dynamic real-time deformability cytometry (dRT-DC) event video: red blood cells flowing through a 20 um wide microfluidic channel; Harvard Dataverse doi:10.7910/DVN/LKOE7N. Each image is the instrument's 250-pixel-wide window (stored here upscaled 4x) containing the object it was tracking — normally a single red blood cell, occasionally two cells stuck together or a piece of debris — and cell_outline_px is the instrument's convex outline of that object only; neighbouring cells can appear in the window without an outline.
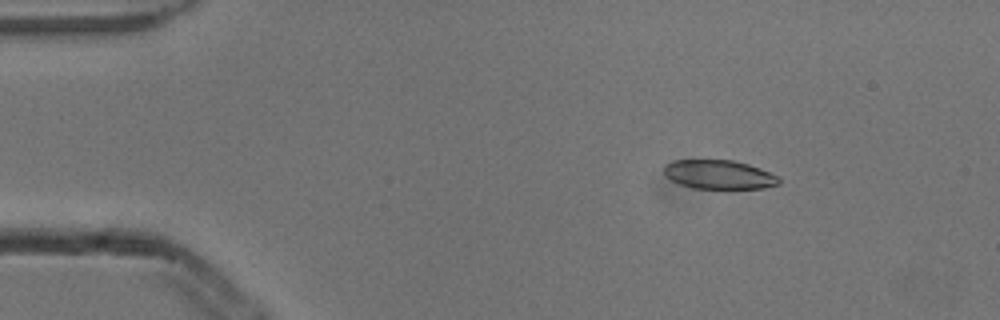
{"species": "common noctule bat (a hibernating species)", "species_latin": "Nyctalus noctula", "temperature_condition": "cold", "stored_images_in_passage": 5, "camera_frame_rate_fps": 3000, "um_per_image_px": 0.085, "animal": {"sex": "male", "body_mass_g": 13.3}, "frame": {"image": 1, "passage_image": 2, "time_ms": 0.333, "image_size_px": [1000, 320], "cell_outline_px": [[780, 184], [764, 188], [692, 188], [680, 184], [664, 176], [664, 164], [672, 160], [732, 160], [748, 164], [760, 168], [776, 176], [780, 180]], "centroid_in_image_um": [61.07, 14.83], "position_along_channel_um": 23.9, "area_um2": 19.36}}
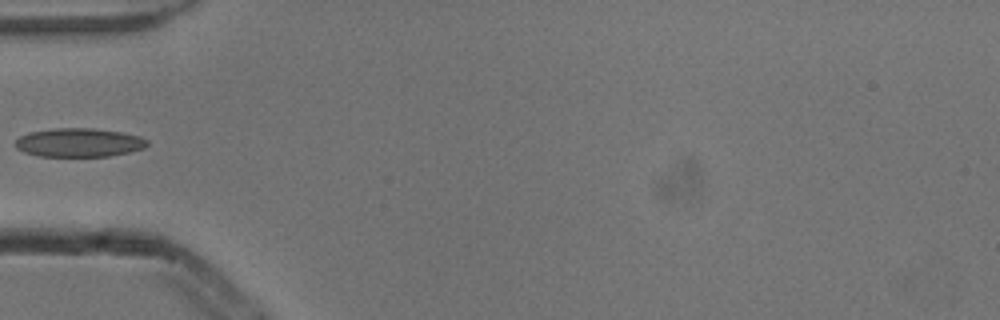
{"frame": {"image": 2, "passage_image": 5, "time_ms": 1.333, "image_size_px": [1000, 320], "cell_outline_px": [[148, 144], [144, 148], [128, 152], [108, 156], [36, 156], [24, 152], [16, 148], [16, 140], [20, 136], [28, 132], [56, 128], [92, 128], [120, 132], [140, 136], [148, 140]], "centroid_in_image_um": [6.7, 12.11], "position_along_channel_um": 78.3, "area_um2": 22.02}}